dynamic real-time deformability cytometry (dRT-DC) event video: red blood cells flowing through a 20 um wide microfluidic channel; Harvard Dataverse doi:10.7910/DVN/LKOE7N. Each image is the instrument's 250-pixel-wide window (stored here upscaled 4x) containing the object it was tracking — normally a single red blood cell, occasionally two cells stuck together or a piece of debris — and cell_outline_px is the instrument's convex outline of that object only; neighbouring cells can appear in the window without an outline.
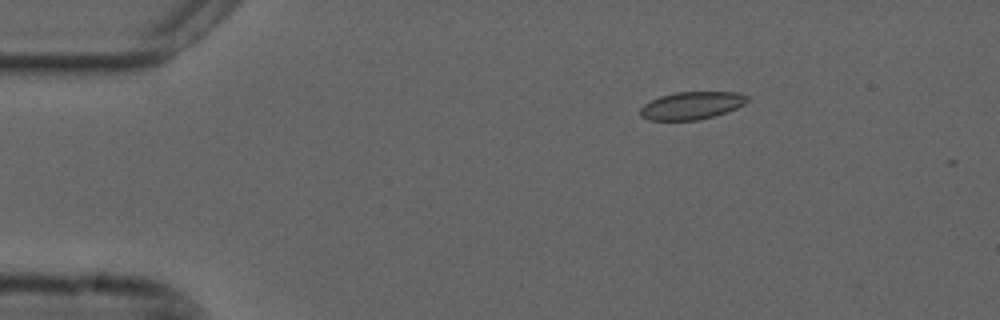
{"species": "common noctule bat (a hibernating species)", "species_latin": "Nyctalus noctula", "temperature_condition": "cold", "stored_images_in_passage": 43, "camera_frame_rate_fps": 3000, "um_per_image_px": 0.085, "animal": {"sex": "male", "forearm_length_mm": 52.5}, "frame": {"image": 1, "passage_image": 1, "time_ms": 0.0, "image_size_px": [1000, 320], "cell_outline_px": [[748, 100], [744, 104], [736, 108], [700, 120], [648, 120], [640, 116], [640, 108], [644, 104], [660, 96], [676, 92], [736, 92], [748, 96]], "centroid_in_image_um": [58.76, 8.97], "position_along_channel_um": 26.2, "area_um2": 17.11}}
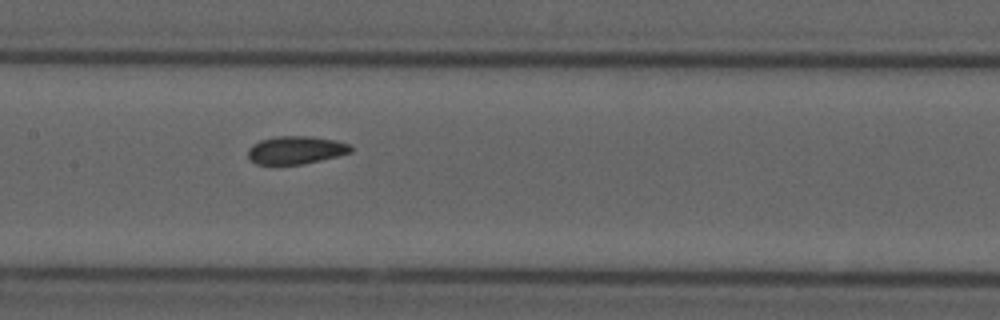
{"frame": {"image": 2, "passage_image": 19, "time_ms": 6.0, "image_size_px": [1000, 320], "cell_outline_px": [[352, 152], [304, 164], [256, 164], [248, 156], [248, 148], [252, 144], [260, 140], [276, 136], [312, 136], [336, 140], [348, 144], [352, 148]], "centroid_in_image_um": [25.13, 12.74], "position_along_channel_um": 182.3, "area_um2": 16.7}}
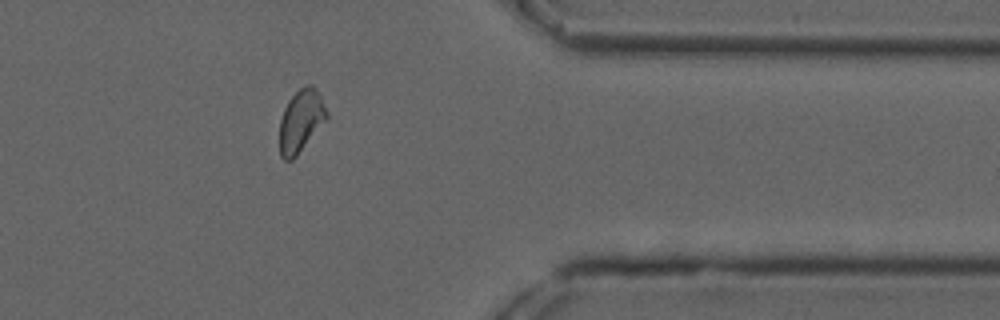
{"frame": {"image": 3, "passage_image": 37, "time_ms": 12.0, "image_size_px": [1000, 320], "cell_outline_px": [[328, 120], [296, 156], [292, 160], [284, 160], [280, 156], [280, 120], [284, 108], [288, 100], [304, 84], [312, 84], [316, 88], [328, 112]], "centroid_in_image_um": [25.6, 10.27], "position_along_channel_um": 385.8, "area_um2": 17.34}}